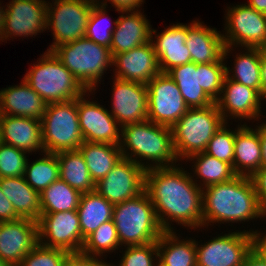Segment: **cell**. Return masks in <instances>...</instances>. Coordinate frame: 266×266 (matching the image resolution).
Masks as SVG:
<instances>
[{"instance_id": "obj_1", "label": "cell", "mask_w": 266, "mask_h": 266, "mask_svg": "<svg viewBox=\"0 0 266 266\" xmlns=\"http://www.w3.org/2000/svg\"><path fill=\"white\" fill-rule=\"evenodd\" d=\"M182 166L178 163L145 172V191L164 231H175L172 222L191 230L202 228V189Z\"/></svg>"}, {"instance_id": "obj_2", "label": "cell", "mask_w": 266, "mask_h": 266, "mask_svg": "<svg viewBox=\"0 0 266 266\" xmlns=\"http://www.w3.org/2000/svg\"><path fill=\"white\" fill-rule=\"evenodd\" d=\"M202 199L203 230L214 223L239 224L266 217L254 184L247 176L236 175L229 181L203 188Z\"/></svg>"}, {"instance_id": "obj_3", "label": "cell", "mask_w": 266, "mask_h": 266, "mask_svg": "<svg viewBox=\"0 0 266 266\" xmlns=\"http://www.w3.org/2000/svg\"><path fill=\"white\" fill-rule=\"evenodd\" d=\"M119 147L122 157L145 169L180 163L175 154L171 128L149 120L123 126Z\"/></svg>"}, {"instance_id": "obj_4", "label": "cell", "mask_w": 266, "mask_h": 266, "mask_svg": "<svg viewBox=\"0 0 266 266\" xmlns=\"http://www.w3.org/2000/svg\"><path fill=\"white\" fill-rule=\"evenodd\" d=\"M226 63L224 57L213 63L190 62L176 66L166 74L177 84L190 109L202 108L219 99L226 77Z\"/></svg>"}, {"instance_id": "obj_5", "label": "cell", "mask_w": 266, "mask_h": 266, "mask_svg": "<svg viewBox=\"0 0 266 266\" xmlns=\"http://www.w3.org/2000/svg\"><path fill=\"white\" fill-rule=\"evenodd\" d=\"M112 220L121 248L157 242L164 232L145 190L132 199L114 205Z\"/></svg>"}, {"instance_id": "obj_6", "label": "cell", "mask_w": 266, "mask_h": 266, "mask_svg": "<svg viewBox=\"0 0 266 266\" xmlns=\"http://www.w3.org/2000/svg\"><path fill=\"white\" fill-rule=\"evenodd\" d=\"M51 51L87 91H95L104 73L113 66L110 48L85 37L61 44Z\"/></svg>"}, {"instance_id": "obj_7", "label": "cell", "mask_w": 266, "mask_h": 266, "mask_svg": "<svg viewBox=\"0 0 266 266\" xmlns=\"http://www.w3.org/2000/svg\"><path fill=\"white\" fill-rule=\"evenodd\" d=\"M22 78L47 104L67 102L87 90L52 51H45Z\"/></svg>"}, {"instance_id": "obj_8", "label": "cell", "mask_w": 266, "mask_h": 266, "mask_svg": "<svg viewBox=\"0 0 266 266\" xmlns=\"http://www.w3.org/2000/svg\"><path fill=\"white\" fill-rule=\"evenodd\" d=\"M225 123L216 103L189 109L171 127L173 146L179 162L204 152L210 139Z\"/></svg>"}, {"instance_id": "obj_9", "label": "cell", "mask_w": 266, "mask_h": 266, "mask_svg": "<svg viewBox=\"0 0 266 266\" xmlns=\"http://www.w3.org/2000/svg\"><path fill=\"white\" fill-rule=\"evenodd\" d=\"M44 152L78 150L84 138L80 131L77 99L48 103L41 118Z\"/></svg>"}, {"instance_id": "obj_10", "label": "cell", "mask_w": 266, "mask_h": 266, "mask_svg": "<svg viewBox=\"0 0 266 266\" xmlns=\"http://www.w3.org/2000/svg\"><path fill=\"white\" fill-rule=\"evenodd\" d=\"M227 12V13H226ZM223 57L227 59L236 47L266 49V14L245 4L225 9ZM231 52V53H230Z\"/></svg>"}, {"instance_id": "obj_11", "label": "cell", "mask_w": 266, "mask_h": 266, "mask_svg": "<svg viewBox=\"0 0 266 266\" xmlns=\"http://www.w3.org/2000/svg\"><path fill=\"white\" fill-rule=\"evenodd\" d=\"M92 0H53L47 2L46 30L53 34L47 51L85 37L88 20L95 4ZM51 28V29H50Z\"/></svg>"}, {"instance_id": "obj_12", "label": "cell", "mask_w": 266, "mask_h": 266, "mask_svg": "<svg viewBox=\"0 0 266 266\" xmlns=\"http://www.w3.org/2000/svg\"><path fill=\"white\" fill-rule=\"evenodd\" d=\"M222 234V235H221ZM213 237L204 243L196 241L197 266H242L247 255L255 247L256 236L261 234L254 231L236 230ZM201 245H200V244Z\"/></svg>"}, {"instance_id": "obj_13", "label": "cell", "mask_w": 266, "mask_h": 266, "mask_svg": "<svg viewBox=\"0 0 266 266\" xmlns=\"http://www.w3.org/2000/svg\"><path fill=\"white\" fill-rule=\"evenodd\" d=\"M147 87V120L171 128L190 109L177 84L166 73L155 76Z\"/></svg>"}, {"instance_id": "obj_14", "label": "cell", "mask_w": 266, "mask_h": 266, "mask_svg": "<svg viewBox=\"0 0 266 266\" xmlns=\"http://www.w3.org/2000/svg\"><path fill=\"white\" fill-rule=\"evenodd\" d=\"M37 225L41 245L68 253L81 252L83 236L77 211L41 213Z\"/></svg>"}, {"instance_id": "obj_15", "label": "cell", "mask_w": 266, "mask_h": 266, "mask_svg": "<svg viewBox=\"0 0 266 266\" xmlns=\"http://www.w3.org/2000/svg\"><path fill=\"white\" fill-rule=\"evenodd\" d=\"M93 92L86 91L77 98L79 125L84 141L119 145L122 127L105 106L89 99Z\"/></svg>"}, {"instance_id": "obj_16", "label": "cell", "mask_w": 266, "mask_h": 266, "mask_svg": "<svg viewBox=\"0 0 266 266\" xmlns=\"http://www.w3.org/2000/svg\"><path fill=\"white\" fill-rule=\"evenodd\" d=\"M146 169L122 157L113 169L95 183V191L113 205L138 196L145 190Z\"/></svg>"}, {"instance_id": "obj_17", "label": "cell", "mask_w": 266, "mask_h": 266, "mask_svg": "<svg viewBox=\"0 0 266 266\" xmlns=\"http://www.w3.org/2000/svg\"><path fill=\"white\" fill-rule=\"evenodd\" d=\"M113 78L112 98H110L112 103L109 111L111 115L121 127L147 120V84Z\"/></svg>"}, {"instance_id": "obj_18", "label": "cell", "mask_w": 266, "mask_h": 266, "mask_svg": "<svg viewBox=\"0 0 266 266\" xmlns=\"http://www.w3.org/2000/svg\"><path fill=\"white\" fill-rule=\"evenodd\" d=\"M47 2L10 0L6 5L3 42L9 38L34 37L46 30Z\"/></svg>"}, {"instance_id": "obj_19", "label": "cell", "mask_w": 266, "mask_h": 266, "mask_svg": "<svg viewBox=\"0 0 266 266\" xmlns=\"http://www.w3.org/2000/svg\"><path fill=\"white\" fill-rule=\"evenodd\" d=\"M260 101L261 94L256 89L225 77L220 97L215 103L225 122L238 119L243 123L244 120H264Z\"/></svg>"}, {"instance_id": "obj_20", "label": "cell", "mask_w": 266, "mask_h": 266, "mask_svg": "<svg viewBox=\"0 0 266 266\" xmlns=\"http://www.w3.org/2000/svg\"><path fill=\"white\" fill-rule=\"evenodd\" d=\"M37 244V221L20 218L0 223V259L7 265L18 266Z\"/></svg>"}, {"instance_id": "obj_21", "label": "cell", "mask_w": 266, "mask_h": 266, "mask_svg": "<svg viewBox=\"0 0 266 266\" xmlns=\"http://www.w3.org/2000/svg\"><path fill=\"white\" fill-rule=\"evenodd\" d=\"M112 68H114L115 78L143 84H147L161 73L157 54L151 41L114 55Z\"/></svg>"}, {"instance_id": "obj_22", "label": "cell", "mask_w": 266, "mask_h": 266, "mask_svg": "<svg viewBox=\"0 0 266 266\" xmlns=\"http://www.w3.org/2000/svg\"><path fill=\"white\" fill-rule=\"evenodd\" d=\"M140 10L120 11L116 28L112 33L110 51L112 56L127 52L151 41L152 25ZM125 14V15H124Z\"/></svg>"}, {"instance_id": "obj_23", "label": "cell", "mask_w": 266, "mask_h": 266, "mask_svg": "<svg viewBox=\"0 0 266 266\" xmlns=\"http://www.w3.org/2000/svg\"><path fill=\"white\" fill-rule=\"evenodd\" d=\"M0 142L31 153L30 155L40 151L41 155L44 152L41 120L0 115Z\"/></svg>"}, {"instance_id": "obj_24", "label": "cell", "mask_w": 266, "mask_h": 266, "mask_svg": "<svg viewBox=\"0 0 266 266\" xmlns=\"http://www.w3.org/2000/svg\"><path fill=\"white\" fill-rule=\"evenodd\" d=\"M195 19L188 23V33L185 41L191 54V62L206 64L218 62L223 57V35L215 27L211 28Z\"/></svg>"}, {"instance_id": "obj_25", "label": "cell", "mask_w": 266, "mask_h": 266, "mask_svg": "<svg viewBox=\"0 0 266 266\" xmlns=\"http://www.w3.org/2000/svg\"><path fill=\"white\" fill-rule=\"evenodd\" d=\"M235 128L233 170L236 175L251 177L262 167L259 124L238 123Z\"/></svg>"}, {"instance_id": "obj_26", "label": "cell", "mask_w": 266, "mask_h": 266, "mask_svg": "<svg viewBox=\"0 0 266 266\" xmlns=\"http://www.w3.org/2000/svg\"><path fill=\"white\" fill-rule=\"evenodd\" d=\"M47 103L22 79L19 85L0 89V115L41 120Z\"/></svg>"}, {"instance_id": "obj_27", "label": "cell", "mask_w": 266, "mask_h": 266, "mask_svg": "<svg viewBox=\"0 0 266 266\" xmlns=\"http://www.w3.org/2000/svg\"><path fill=\"white\" fill-rule=\"evenodd\" d=\"M0 187L20 218L34 221L39 219L40 193L27 184L24 176L0 178Z\"/></svg>"}, {"instance_id": "obj_28", "label": "cell", "mask_w": 266, "mask_h": 266, "mask_svg": "<svg viewBox=\"0 0 266 266\" xmlns=\"http://www.w3.org/2000/svg\"><path fill=\"white\" fill-rule=\"evenodd\" d=\"M175 231H164L157 245L158 266H197L195 238L181 239Z\"/></svg>"}, {"instance_id": "obj_29", "label": "cell", "mask_w": 266, "mask_h": 266, "mask_svg": "<svg viewBox=\"0 0 266 266\" xmlns=\"http://www.w3.org/2000/svg\"><path fill=\"white\" fill-rule=\"evenodd\" d=\"M78 150L94 183L103 179L122 158L119 145L84 141Z\"/></svg>"}, {"instance_id": "obj_30", "label": "cell", "mask_w": 266, "mask_h": 266, "mask_svg": "<svg viewBox=\"0 0 266 266\" xmlns=\"http://www.w3.org/2000/svg\"><path fill=\"white\" fill-rule=\"evenodd\" d=\"M114 205L96 191L83 193L80 197L77 212L80 228L85 239L102 223L112 220Z\"/></svg>"}, {"instance_id": "obj_31", "label": "cell", "mask_w": 266, "mask_h": 266, "mask_svg": "<svg viewBox=\"0 0 266 266\" xmlns=\"http://www.w3.org/2000/svg\"><path fill=\"white\" fill-rule=\"evenodd\" d=\"M185 161H190V163L192 161L191 165H193L191 166V170L193 173L190 172V174H192V180L201 189L213 184L229 181L236 176L229 163L221 161L205 152L193 154Z\"/></svg>"}, {"instance_id": "obj_32", "label": "cell", "mask_w": 266, "mask_h": 266, "mask_svg": "<svg viewBox=\"0 0 266 266\" xmlns=\"http://www.w3.org/2000/svg\"><path fill=\"white\" fill-rule=\"evenodd\" d=\"M55 154L59 162V179L81 194L95 191V183L79 150L60 151Z\"/></svg>"}, {"instance_id": "obj_33", "label": "cell", "mask_w": 266, "mask_h": 266, "mask_svg": "<svg viewBox=\"0 0 266 266\" xmlns=\"http://www.w3.org/2000/svg\"><path fill=\"white\" fill-rule=\"evenodd\" d=\"M243 49L235 55L233 67L226 65V77L245 86L256 89L261 94L260 58L261 48H237Z\"/></svg>"}, {"instance_id": "obj_34", "label": "cell", "mask_w": 266, "mask_h": 266, "mask_svg": "<svg viewBox=\"0 0 266 266\" xmlns=\"http://www.w3.org/2000/svg\"><path fill=\"white\" fill-rule=\"evenodd\" d=\"M81 195L58 179L40 193L41 213L77 211Z\"/></svg>"}, {"instance_id": "obj_35", "label": "cell", "mask_w": 266, "mask_h": 266, "mask_svg": "<svg viewBox=\"0 0 266 266\" xmlns=\"http://www.w3.org/2000/svg\"><path fill=\"white\" fill-rule=\"evenodd\" d=\"M42 155L33 162L28 159L24 174L27 184L39 193L59 179L57 155L48 152H43Z\"/></svg>"}, {"instance_id": "obj_36", "label": "cell", "mask_w": 266, "mask_h": 266, "mask_svg": "<svg viewBox=\"0 0 266 266\" xmlns=\"http://www.w3.org/2000/svg\"><path fill=\"white\" fill-rule=\"evenodd\" d=\"M120 247L121 244L115 224L113 220H109L102 223L85 239L81 253L104 259L106 258V253H115L118 249H121Z\"/></svg>"}, {"instance_id": "obj_37", "label": "cell", "mask_w": 266, "mask_h": 266, "mask_svg": "<svg viewBox=\"0 0 266 266\" xmlns=\"http://www.w3.org/2000/svg\"><path fill=\"white\" fill-rule=\"evenodd\" d=\"M106 7L99 5L97 2L93 5L85 32V38L94 41L99 45L110 48L112 33L116 28L117 19L113 20V26H109L112 19H108ZM109 23H107V21ZM104 22L109 24L104 27Z\"/></svg>"}, {"instance_id": "obj_38", "label": "cell", "mask_w": 266, "mask_h": 266, "mask_svg": "<svg viewBox=\"0 0 266 266\" xmlns=\"http://www.w3.org/2000/svg\"><path fill=\"white\" fill-rule=\"evenodd\" d=\"M162 31V32H161ZM160 33L152 28L151 42L157 54V58L167 49L186 48L188 24L177 23L166 26ZM156 33V34H155Z\"/></svg>"}, {"instance_id": "obj_39", "label": "cell", "mask_w": 266, "mask_h": 266, "mask_svg": "<svg viewBox=\"0 0 266 266\" xmlns=\"http://www.w3.org/2000/svg\"><path fill=\"white\" fill-rule=\"evenodd\" d=\"M27 157L28 152L0 142V178L24 176Z\"/></svg>"}, {"instance_id": "obj_40", "label": "cell", "mask_w": 266, "mask_h": 266, "mask_svg": "<svg viewBox=\"0 0 266 266\" xmlns=\"http://www.w3.org/2000/svg\"><path fill=\"white\" fill-rule=\"evenodd\" d=\"M226 122L210 139L205 153L229 163L233 168L235 130Z\"/></svg>"}, {"instance_id": "obj_41", "label": "cell", "mask_w": 266, "mask_h": 266, "mask_svg": "<svg viewBox=\"0 0 266 266\" xmlns=\"http://www.w3.org/2000/svg\"><path fill=\"white\" fill-rule=\"evenodd\" d=\"M123 249H125L123 251ZM119 264L111 263V266H158V252L156 242L135 245V246H124ZM123 252V253H122Z\"/></svg>"}, {"instance_id": "obj_42", "label": "cell", "mask_w": 266, "mask_h": 266, "mask_svg": "<svg viewBox=\"0 0 266 266\" xmlns=\"http://www.w3.org/2000/svg\"><path fill=\"white\" fill-rule=\"evenodd\" d=\"M69 253L38 243L18 266H61Z\"/></svg>"}, {"instance_id": "obj_43", "label": "cell", "mask_w": 266, "mask_h": 266, "mask_svg": "<svg viewBox=\"0 0 266 266\" xmlns=\"http://www.w3.org/2000/svg\"><path fill=\"white\" fill-rule=\"evenodd\" d=\"M191 62V54L188 47L167 49L158 57L161 73H167L170 69Z\"/></svg>"}, {"instance_id": "obj_44", "label": "cell", "mask_w": 266, "mask_h": 266, "mask_svg": "<svg viewBox=\"0 0 266 266\" xmlns=\"http://www.w3.org/2000/svg\"><path fill=\"white\" fill-rule=\"evenodd\" d=\"M106 259L80 253H69L61 266H111Z\"/></svg>"}, {"instance_id": "obj_45", "label": "cell", "mask_w": 266, "mask_h": 266, "mask_svg": "<svg viewBox=\"0 0 266 266\" xmlns=\"http://www.w3.org/2000/svg\"><path fill=\"white\" fill-rule=\"evenodd\" d=\"M250 178L254 184L261 209L266 216V167H261Z\"/></svg>"}, {"instance_id": "obj_46", "label": "cell", "mask_w": 266, "mask_h": 266, "mask_svg": "<svg viewBox=\"0 0 266 266\" xmlns=\"http://www.w3.org/2000/svg\"><path fill=\"white\" fill-rule=\"evenodd\" d=\"M144 1L145 0H98L96 2L106 8H109L107 2H110L109 4L119 13L120 11L140 10V6L144 4Z\"/></svg>"}, {"instance_id": "obj_47", "label": "cell", "mask_w": 266, "mask_h": 266, "mask_svg": "<svg viewBox=\"0 0 266 266\" xmlns=\"http://www.w3.org/2000/svg\"><path fill=\"white\" fill-rule=\"evenodd\" d=\"M20 219L11 202L3 194L0 187V222L15 221Z\"/></svg>"}, {"instance_id": "obj_48", "label": "cell", "mask_w": 266, "mask_h": 266, "mask_svg": "<svg viewBox=\"0 0 266 266\" xmlns=\"http://www.w3.org/2000/svg\"><path fill=\"white\" fill-rule=\"evenodd\" d=\"M242 266H266V258L254 247Z\"/></svg>"}, {"instance_id": "obj_49", "label": "cell", "mask_w": 266, "mask_h": 266, "mask_svg": "<svg viewBox=\"0 0 266 266\" xmlns=\"http://www.w3.org/2000/svg\"><path fill=\"white\" fill-rule=\"evenodd\" d=\"M265 122V123H264ZM259 125V136L261 141V149H262V167H266V121Z\"/></svg>"}, {"instance_id": "obj_50", "label": "cell", "mask_w": 266, "mask_h": 266, "mask_svg": "<svg viewBox=\"0 0 266 266\" xmlns=\"http://www.w3.org/2000/svg\"><path fill=\"white\" fill-rule=\"evenodd\" d=\"M260 80H261V92H263L264 90H266V49L261 50Z\"/></svg>"}, {"instance_id": "obj_51", "label": "cell", "mask_w": 266, "mask_h": 266, "mask_svg": "<svg viewBox=\"0 0 266 266\" xmlns=\"http://www.w3.org/2000/svg\"><path fill=\"white\" fill-rule=\"evenodd\" d=\"M264 232L256 236L255 248L266 258V230Z\"/></svg>"}, {"instance_id": "obj_52", "label": "cell", "mask_w": 266, "mask_h": 266, "mask_svg": "<svg viewBox=\"0 0 266 266\" xmlns=\"http://www.w3.org/2000/svg\"><path fill=\"white\" fill-rule=\"evenodd\" d=\"M246 4L256 11L266 14V0H248Z\"/></svg>"}, {"instance_id": "obj_53", "label": "cell", "mask_w": 266, "mask_h": 266, "mask_svg": "<svg viewBox=\"0 0 266 266\" xmlns=\"http://www.w3.org/2000/svg\"><path fill=\"white\" fill-rule=\"evenodd\" d=\"M6 4L2 6V3L0 1V41L3 42V28L5 23V17H6Z\"/></svg>"}, {"instance_id": "obj_54", "label": "cell", "mask_w": 266, "mask_h": 266, "mask_svg": "<svg viewBox=\"0 0 266 266\" xmlns=\"http://www.w3.org/2000/svg\"><path fill=\"white\" fill-rule=\"evenodd\" d=\"M265 99V100H264ZM264 100V101H263ZM261 108L264 106L262 104H264L266 102V90H264L263 92H261ZM264 102V103H263Z\"/></svg>"}, {"instance_id": "obj_55", "label": "cell", "mask_w": 266, "mask_h": 266, "mask_svg": "<svg viewBox=\"0 0 266 266\" xmlns=\"http://www.w3.org/2000/svg\"><path fill=\"white\" fill-rule=\"evenodd\" d=\"M0 266H9L0 259Z\"/></svg>"}]
</instances>
